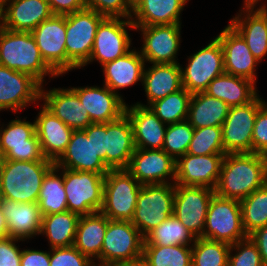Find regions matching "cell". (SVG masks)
<instances>
[{
	"instance_id": "obj_1",
	"label": "cell",
	"mask_w": 267,
	"mask_h": 266,
	"mask_svg": "<svg viewBox=\"0 0 267 266\" xmlns=\"http://www.w3.org/2000/svg\"><path fill=\"white\" fill-rule=\"evenodd\" d=\"M266 182V155L225 154L215 193L220 197L241 201Z\"/></svg>"
},
{
	"instance_id": "obj_2",
	"label": "cell",
	"mask_w": 267,
	"mask_h": 266,
	"mask_svg": "<svg viewBox=\"0 0 267 266\" xmlns=\"http://www.w3.org/2000/svg\"><path fill=\"white\" fill-rule=\"evenodd\" d=\"M0 65L26 73L35 78L42 86L45 76H59L43 60L31 32L11 31L4 28L0 32Z\"/></svg>"
},
{
	"instance_id": "obj_3",
	"label": "cell",
	"mask_w": 267,
	"mask_h": 266,
	"mask_svg": "<svg viewBox=\"0 0 267 266\" xmlns=\"http://www.w3.org/2000/svg\"><path fill=\"white\" fill-rule=\"evenodd\" d=\"M53 161L0 160L3 196L19 203L37 202L45 175Z\"/></svg>"
},
{
	"instance_id": "obj_4",
	"label": "cell",
	"mask_w": 267,
	"mask_h": 266,
	"mask_svg": "<svg viewBox=\"0 0 267 266\" xmlns=\"http://www.w3.org/2000/svg\"><path fill=\"white\" fill-rule=\"evenodd\" d=\"M104 18L87 8L66 15L67 73L84 68L93 49L97 28Z\"/></svg>"
},
{
	"instance_id": "obj_5",
	"label": "cell",
	"mask_w": 267,
	"mask_h": 266,
	"mask_svg": "<svg viewBox=\"0 0 267 266\" xmlns=\"http://www.w3.org/2000/svg\"><path fill=\"white\" fill-rule=\"evenodd\" d=\"M142 185L126 170H110L105 175L100 212L108 219L131 221Z\"/></svg>"
},
{
	"instance_id": "obj_6",
	"label": "cell",
	"mask_w": 267,
	"mask_h": 266,
	"mask_svg": "<svg viewBox=\"0 0 267 266\" xmlns=\"http://www.w3.org/2000/svg\"><path fill=\"white\" fill-rule=\"evenodd\" d=\"M175 184L142 185L131 222L145 237L173 215Z\"/></svg>"
},
{
	"instance_id": "obj_7",
	"label": "cell",
	"mask_w": 267,
	"mask_h": 266,
	"mask_svg": "<svg viewBox=\"0 0 267 266\" xmlns=\"http://www.w3.org/2000/svg\"><path fill=\"white\" fill-rule=\"evenodd\" d=\"M104 181L103 174L63 169L68 211L79 216L99 212L103 203Z\"/></svg>"
},
{
	"instance_id": "obj_8",
	"label": "cell",
	"mask_w": 267,
	"mask_h": 266,
	"mask_svg": "<svg viewBox=\"0 0 267 266\" xmlns=\"http://www.w3.org/2000/svg\"><path fill=\"white\" fill-rule=\"evenodd\" d=\"M248 236L242 226L240 202L218 196H212L202 238L234 244Z\"/></svg>"
},
{
	"instance_id": "obj_9",
	"label": "cell",
	"mask_w": 267,
	"mask_h": 266,
	"mask_svg": "<svg viewBox=\"0 0 267 266\" xmlns=\"http://www.w3.org/2000/svg\"><path fill=\"white\" fill-rule=\"evenodd\" d=\"M0 124V160L51 161L43 155L35 121L16 116L9 123Z\"/></svg>"
},
{
	"instance_id": "obj_10",
	"label": "cell",
	"mask_w": 267,
	"mask_h": 266,
	"mask_svg": "<svg viewBox=\"0 0 267 266\" xmlns=\"http://www.w3.org/2000/svg\"><path fill=\"white\" fill-rule=\"evenodd\" d=\"M144 237L131 221L108 219L100 266H114L143 255Z\"/></svg>"
},
{
	"instance_id": "obj_11",
	"label": "cell",
	"mask_w": 267,
	"mask_h": 266,
	"mask_svg": "<svg viewBox=\"0 0 267 266\" xmlns=\"http://www.w3.org/2000/svg\"><path fill=\"white\" fill-rule=\"evenodd\" d=\"M187 57L188 63L184 68L181 65L182 87L191 94L205 92L214 78L225 73L222 46L216 37Z\"/></svg>"
},
{
	"instance_id": "obj_12",
	"label": "cell",
	"mask_w": 267,
	"mask_h": 266,
	"mask_svg": "<svg viewBox=\"0 0 267 266\" xmlns=\"http://www.w3.org/2000/svg\"><path fill=\"white\" fill-rule=\"evenodd\" d=\"M259 94L249 103L230 107L222 124L226 154L252 153V135L258 110L266 103Z\"/></svg>"
},
{
	"instance_id": "obj_13",
	"label": "cell",
	"mask_w": 267,
	"mask_h": 266,
	"mask_svg": "<svg viewBox=\"0 0 267 266\" xmlns=\"http://www.w3.org/2000/svg\"><path fill=\"white\" fill-rule=\"evenodd\" d=\"M127 28L135 31L131 19L105 17L97 28L90 58L84 66L94 61L103 66L128 53L133 44Z\"/></svg>"
},
{
	"instance_id": "obj_14",
	"label": "cell",
	"mask_w": 267,
	"mask_h": 266,
	"mask_svg": "<svg viewBox=\"0 0 267 266\" xmlns=\"http://www.w3.org/2000/svg\"><path fill=\"white\" fill-rule=\"evenodd\" d=\"M181 24H164L138 26L135 31L141 32L142 47L139 51L145 62L150 64L179 63L177 53L181 43Z\"/></svg>"
},
{
	"instance_id": "obj_15",
	"label": "cell",
	"mask_w": 267,
	"mask_h": 266,
	"mask_svg": "<svg viewBox=\"0 0 267 266\" xmlns=\"http://www.w3.org/2000/svg\"><path fill=\"white\" fill-rule=\"evenodd\" d=\"M31 34L45 63L58 76L67 74L66 15H52Z\"/></svg>"
},
{
	"instance_id": "obj_16",
	"label": "cell",
	"mask_w": 267,
	"mask_h": 266,
	"mask_svg": "<svg viewBox=\"0 0 267 266\" xmlns=\"http://www.w3.org/2000/svg\"><path fill=\"white\" fill-rule=\"evenodd\" d=\"M215 190L175 184L173 215L196 237H202L210 200Z\"/></svg>"
},
{
	"instance_id": "obj_17",
	"label": "cell",
	"mask_w": 267,
	"mask_h": 266,
	"mask_svg": "<svg viewBox=\"0 0 267 266\" xmlns=\"http://www.w3.org/2000/svg\"><path fill=\"white\" fill-rule=\"evenodd\" d=\"M42 85L32 76L0 65V112L39 106Z\"/></svg>"
},
{
	"instance_id": "obj_18",
	"label": "cell",
	"mask_w": 267,
	"mask_h": 266,
	"mask_svg": "<svg viewBox=\"0 0 267 266\" xmlns=\"http://www.w3.org/2000/svg\"><path fill=\"white\" fill-rule=\"evenodd\" d=\"M126 170L141 185L175 184L176 160L163 149H135Z\"/></svg>"
},
{
	"instance_id": "obj_19",
	"label": "cell",
	"mask_w": 267,
	"mask_h": 266,
	"mask_svg": "<svg viewBox=\"0 0 267 266\" xmlns=\"http://www.w3.org/2000/svg\"><path fill=\"white\" fill-rule=\"evenodd\" d=\"M225 154H185L176 160L175 184L216 189Z\"/></svg>"
},
{
	"instance_id": "obj_20",
	"label": "cell",
	"mask_w": 267,
	"mask_h": 266,
	"mask_svg": "<svg viewBox=\"0 0 267 266\" xmlns=\"http://www.w3.org/2000/svg\"><path fill=\"white\" fill-rule=\"evenodd\" d=\"M216 38L222 46L225 73L256 84V68L260 62L252 55L242 36L228 23Z\"/></svg>"
},
{
	"instance_id": "obj_21",
	"label": "cell",
	"mask_w": 267,
	"mask_h": 266,
	"mask_svg": "<svg viewBox=\"0 0 267 266\" xmlns=\"http://www.w3.org/2000/svg\"><path fill=\"white\" fill-rule=\"evenodd\" d=\"M260 4L259 7L243 5L229 21L259 62L267 55V4Z\"/></svg>"
},
{
	"instance_id": "obj_22",
	"label": "cell",
	"mask_w": 267,
	"mask_h": 266,
	"mask_svg": "<svg viewBox=\"0 0 267 266\" xmlns=\"http://www.w3.org/2000/svg\"><path fill=\"white\" fill-rule=\"evenodd\" d=\"M44 88L43 85L40 101H43V105L72 130H83L93 124L71 87L50 90Z\"/></svg>"
},
{
	"instance_id": "obj_23",
	"label": "cell",
	"mask_w": 267,
	"mask_h": 266,
	"mask_svg": "<svg viewBox=\"0 0 267 266\" xmlns=\"http://www.w3.org/2000/svg\"><path fill=\"white\" fill-rule=\"evenodd\" d=\"M80 103L88 112L92 123H107L119 119L125 114L126 102L103 84V87H72Z\"/></svg>"
},
{
	"instance_id": "obj_24",
	"label": "cell",
	"mask_w": 267,
	"mask_h": 266,
	"mask_svg": "<svg viewBox=\"0 0 267 266\" xmlns=\"http://www.w3.org/2000/svg\"><path fill=\"white\" fill-rule=\"evenodd\" d=\"M54 164L58 168L94 172L104 176L110 171L97 156L92 138H87L84 130L73 131L65 152Z\"/></svg>"
},
{
	"instance_id": "obj_25",
	"label": "cell",
	"mask_w": 267,
	"mask_h": 266,
	"mask_svg": "<svg viewBox=\"0 0 267 266\" xmlns=\"http://www.w3.org/2000/svg\"><path fill=\"white\" fill-rule=\"evenodd\" d=\"M40 105L41 109L39 108L40 111L34 120L36 135L44 157L55 163L65 152L74 130L59 120L42 103Z\"/></svg>"
},
{
	"instance_id": "obj_26",
	"label": "cell",
	"mask_w": 267,
	"mask_h": 266,
	"mask_svg": "<svg viewBox=\"0 0 267 266\" xmlns=\"http://www.w3.org/2000/svg\"><path fill=\"white\" fill-rule=\"evenodd\" d=\"M125 114L132 129L135 149H162L167 124L163 123L148 107L126 104Z\"/></svg>"
},
{
	"instance_id": "obj_27",
	"label": "cell",
	"mask_w": 267,
	"mask_h": 266,
	"mask_svg": "<svg viewBox=\"0 0 267 266\" xmlns=\"http://www.w3.org/2000/svg\"><path fill=\"white\" fill-rule=\"evenodd\" d=\"M0 207L6 220L8 237L26 241L40 235L43 215L37 202L19 203L4 198Z\"/></svg>"
},
{
	"instance_id": "obj_28",
	"label": "cell",
	"mask_w": 267,
	"mask_h": 266,
	"mask_svg": "<svg viewBox=\"0 0 267 266\" xmlns=\"http://www.w3.org/2000/svg\"><path fill=\"white\" fill-rule=\"evenodd\" d=\"M135 151L133 129L126 114L106 123V166L110 170L127 169Z\"/></svg>"
},
{
	"instance_id": "obj_29",
	"label": "cell",
	"mask_w": 267,
	"mask_h": 266,
	"mask_svg": "<svg viewBox=\"0 0 267 266\" xmlns=\"http://www.w3.org/2000/svg\"><path fill=\"white\" fill-rule=\"evenodd\" d=\"M145 65L140 51L133 47L124 56L101 66L104 74L103 84L124 100L119 90L137 85L138 82L142 84Z\"/></svg>"
},
{
	"instance_id": "obj_30",
	"label": "cell",
	"mask_w": 267,
	"mask_h": 266,
	"mask_svg": "<svg viewBox=\"0 0 267 266\" xmlns=\"http://www.w3.org/2000/svg\"><path fill=\"white\" fill-rule=\"evenodd\" d=\"M142 86L147 104L141 102H136V104L144 107L179 91L183 88L180 63L152 64L148 67L145 65Z\"/></svg>"
},
{
	"instance_id": "obj_31",
	"label": "cell",
	"mask_w": 267,
	"mask_h": 266,
	"mask_svg": "<svg viewBox=\"0 0 267 266\" xmlns=\"http://www.w3.org/2000/svg\"><path fill=\"white\" fill-rule=\"evenodd\" d=\"M53 13L47 0H5V28L31 32Z\"/></svg>"
},
{
	"instance_id": "obj_32",
	"label": "cell",
	"mask_w": 267,
	"mask_h": 266,
	"mask_svg": "<svg viewBox=\"0 0 267 266\" xmlns=\"http://www.w3.org/2000/svg\"><path fill=\"white\" fill-rule=\"evenodd\" d=\"M189 0H139L132 8L135 27L182 24L181 14Z\"/></svg>"
},
{
	"instance_id": "obj_33",
	"label": "cell",
	"mask_w": 267,
	"mask_h": 266,
	"mask_svg": "<svg viewBox=\"0 0 267 266\" xmlns=\"http://www.w3.org/2000/svg\"><path fill=\"white\" fill-rule=\"evenodd\" d=\"M107 224L108 218L100 211L80 216L77 223L74 246L89 257L95 266H100V254Z\"/></svg>"
},
{
	"instance_id": "obj_34",
	"label": "cell",
	"mask_w": 267,
	"mask_h": 266,
	"mask_svg": "<svg viewBox=\"0 0 267 266\" xmlns=\"http://www.w3.org/2000/svg\"><path fill=\"white\" fill-rule=\"evenodd\" d=\"M256 86L249 79L223 73L209 83L205 93L235 107L251 102L259 94Z\"/></svg>"
},
{
	"instance_id": "obj_35",
	"label": "cell",
	"mask_w": 267,
	"mask_h": 266,
	"mask_svg": "<svg viewBox=\"0 0 267 266\" xmlns=\"http://www.w3.org/2000/svg\"><path fill=\"white\" fill-rule=\"evenodd\" d=\"M229 108L224 101L205 92L195 93L190 100L187 121L194 129L222 127Z\"/></svg>"
},
{
	"instance_id": "obj_36",
	"label": "cell",
	"mask_w": 267,
	"mask_h": 266,
	"mask_svg": "<svg viewBox=\"0 0 267 266\" xmlns=\"http://www.w3.org/2000/svg\"><path fill=\"white\" fill-rule=\"evenodd\" d=\"M79 215L70 211L42 217L40 235L47 237L49 249L74 245Z\"/></svg>"
},
{
	"instance_id": "obj_37",
	"label": "cell",
	"mask_w": 267,
	"mask_h": 266,
	"mask_svg": "<svg viewBox=\"0 0 267 266\" xmlns=\"http://www.w3.org/2000/svg\"><path fill=\"white\" fill-rule=\"evenodd\" d=\"M37 203L43 216L68 211L63 184V168L54 166L45 175Z\"/></svg>"
},
{
	"instance_id": "obj_38",
	"label": "cell",
	"mask_w": 267,
	"mask_h": 266,
	"mask_svg": "<svg viewBox=\"0 0 267 266\" xmlns=\"http://www.w3.org/2000/svg\"><path fill=\"white\" fill-rule=\"evenodd\" d=\"M196 237L174 215L164 220L144 237V245L192 246Z\"/></svg>"
},
{
	"instance_id": "obj_39",
	"label": "cell",
	"mask_w": 267,
	"mask_h": 266,
	"mask_svg": "<svg viewBox=\"0 0 267 266\" xmlns=\"http://www.w3.org/2000/svg\"><path fill=\"white\" fill-rule=\"evenodd\" d=\"M192 94L185 88L151 103L148 108L165 124L187 120Z\"/></svg>"
},
{
	"instance_id": "obj_40",
	"label": "cell",
	"mask_w": 267,
	"mask_h": 266,
	"mask_svg": "<svg viewBox=\"0 0 267 266\" xmlns=\"http://www.w3.org/2000/svg\"><path fill=\"white\" fill-rule=\"evenodd\" d=\"M239 202L242 226L247 236L267 225V182Z\"/></svg>"
},
{
	"instance_id": "obj_41",
	"label": "cell",
	"mask_w": 267,
	"mask_h": 266,
	"mask_svg": "<svg viewBox=\"0 0 267 266\" xmlns=\"http://www.w3.org/2000/svg\"><path fill=\"white\" fill-rule=\"evenodd\" d=\"M142 256L150 266H192V246L144 245Z\"/></svg>"
},
{
	"instance_id": "obj_42",
	"label": "cell",
	"mask_w": 267,
	"mask_h": 266,
	"mask_svg": "<svg viewBox=\"0 0 267 266\" xmlns=\"http://www.w3.org/2000/svg\"><path fill=\"white\" fill-rule=\"evenodd\" d=\"M230 244L202 237L192 245V266H227Z\"/></svg>"
},
{
	"instance_id": "obj_43",
	"label": "cell",
	"mask_w": 267,
	"mask_h": 266,
	"mask_svg": "<svg viewBox=\"0 0 267 266\" xmlns=\"http://www.w3.org/2000/svg\"><path fill=\"white\" fill-rule=\"evenodd\" d=\"M187 154L196 156L226 154L223 147L222 127L211 126L194 129Z\"/></svg>"
},
{
	"instance_id": "obj_44",
	"label": "cell",
	"mask_w": 267,
	"mask_h": 266,
	"mask_svg": "<svg viewBox=\"0 0 267 266\" xmlns=\"http://www.w3.org/2000/svg\"><path fill=\"white\" fill-rule=\"evenodd\" d=\"M194 128L187 120L168 124L165 131L163 150L177 160L187 153L189 143L193 138Z\"/></svg>"
},
{
	"instance_id": "obj_45",
	"label": "cell",
	"mask_w": 267,
	"mask_h": 266,
	"mask_svg": "<svg viewBox=\"0 0 267 266\" xmlns=\"http://www.w3.org/2000/svg\"><path fill=\"white\" fill-rule=\"evenodd\" d=\"M227 266H264V264L257 246L247 237L230 246Z\"/></svg>"
},
{
	"instance_id": "obj_46",
	"label": "cell",
	"mask_w": 267,
	"mask_h": 266,
	"mask_svg": "<svg viewBox=\"0 0 267 266\" xmlns=\"http://www.w3.org/2000/svg\"><path fill=\"white\" fill-rule=\"evenodd\" d=\"M85 7L105 17L131 19L132 7L127 0H84Z\"/></svg>"
},
{
	"instance_id": "obj_47",
	"label": "cell",
	"mask_w": 267,
	"mask_h": 266,
	"mask_svg": "<svg viewBox=\"0 0 267 266\" xmlns=\"http://www.w3.org/2000/svg\"><path fill=\"white\" fill-rule=\"evenodd\" d=\"M50 266H95V263L73 245L50 249Z\"/></svg>"
},
{
	"instance_id": "obj_48",
	"label": "cell",
	"mask_w": 267,
	"mask_h": 266,
	"mask_svg": "<svg viewBox=\"0 0 267 266\" xmlns=\"http://www.w3.org/2000/svg\"><path fill=\"white\" fill-rule=\"evenodd\" d=\"M252 153L267 156V102L257 112L252 135Z\"/></svg>"
},
{
	"instance_id": "obj_49",
	"label": "cell",
	"mask_w": 267,
	"mask_h": 266,
	"mask_svg": "<svg viewBox=\"0 0 267 266\" xmlns=\"http://www.w3.org/2000/svg\"><path fill=\"white\" fill-rule=\"evenodd\" d=\"M20 241L24 240L8 236L0 239V266H21L22 248L16 244Z\"/></svg>"
},
{
	"instance_id": "obj_50",
	"label": "cell",
	"mask_w": 267,
	"mask_h": 266,
	"mask_svg": "<svg viewBox=\"0 0 267 266\" xmlns=\"http://www.w3.org/2000/svg\"><path fill=\"white\" fill-rule=\"evenodd\" d=\"M83 130L87 138H92L97 156L106 164V123H93Z\"/></svg>"
},
{
	"instance_id": "obj_51",
	"label": "cell",
	"mask_w": 267,
	"mask_h": 266,
	"mask_svg": "<svg viewBox=\"0 0 267 266\" xmlns=\"http://www.w3.org/2000/svg\"><path fill=\"white\" fill-rule=\"evenodd\" d=\"M21 266H50V251L22 249Z\"/></svg>"
},
{
	"instance_id": "obj_52",
	"label": "cell",
	"mask_w": 267,
	"mask_h": 266,
	"mask_svg": "<svg viewBox=\"0 0 267 266\" xmlns=\"http://www.w3.org/2000/svg\"><path fill=\"white\" fill-rule=\"evenodd\" d=\"M53 15H67L85 9L84 0H47Z\"/></svg>"
},
{
	"instance_id": "obj_53",
	"label": "cell",
	"mask_w": 267,
	"mask_h": 266,
	"mask_svg": "<svg viewBox=\"0 0 267 266\" xmlns=\"http://www.w3.org/2000/svg\"><path fill=\"white\" fill-rule=\"evenodd\" d=\"M257 246L264 266H267V225L254 230L248 235Z\"/></svg>"
},
{
	"instance_id": "obj_54",
	"label": "cell",
	"mask_w": 267,
	"mask_h": 266,
	"mask_svg": "<svg viewBox=\"0 0 267 266\" xmlns=\"http://www.w3.org/2000/svg\"><path fill=\"white\" fill-rule=\"evenodd\" d=\"M114 266H150V264L142 256L138 259L131 260L128 262H122V263L116 264Z\"/></svg>"
},
{
	"instance_id": "obj_55",
	"label": "cell",
	"mask_w": 267,
	"mask_h": 266,
	"mask_svg": "<svg viewBox=\"0 0 267 266\" xmlns=\"http://www.w3.org/2000/svg\"><path fill=\"white\" fill-rule=\"evenodd\" d=\"M7 224H6V220L5 217L2 213L1 207H0V239L7 237Z\"/></svg>"
},
{
	"instance_id": "obj_56",
	"label": "cell",
	"mask_w": 267,
	"mask_h": 266,
	"mask_svg": "<svg viewBox=\"0 0 267 266\" xmlns=\"http://www.w3.org/2000/svg\"><path fill=\"white\" fill-rule=\"evenodd\" d=\"M5 28V0H0V32Z\"/></svg>"
},
{
	"instance_id": "obj_57",
	"label": "cell",
	"mask_w": 267,
	"mask_h": 266,
	"mask_svg": "<svg viewBox=\"0 0 267 266\" xmlns=\"http://www.w3.org/2000/svg\"><path fill=\"white\" fill-rule=\"evenodd\" d=\"M262 0H243V5L244 6H256V5H260L259 3Z\"/></svg>"
},
{
	"instance_id": "obj_58",
	"label": "cell",
	"mask_w": 267,
	"mask_h": 266,
	"mask_svg": "<svg viewBox=\"0 0 267 266\" xmlns=\"http://www.w3.org/2000/svg\"><path fill=\"white\" fill-rule=\"evenodd\" d=\"M127 2L133 8L137 4V2H139V0H127Z\"/></svg>"
},
{
	"instance_id": "obj_59",
	"label": "cell",
	"mask_w": 267,
	"mask_h": 266,
	"mask_svg": "<svg viewBox=\"0 0 267 266\" xmlns=\"http://www.w3.org/2000/svg\"><path fill=\"white\" fill-rule=\"evenodd\" d=\"M3 199H4V196H3L2 185H1V180H0V205L3 201Z\"/></svg>"
}]
</instances>
